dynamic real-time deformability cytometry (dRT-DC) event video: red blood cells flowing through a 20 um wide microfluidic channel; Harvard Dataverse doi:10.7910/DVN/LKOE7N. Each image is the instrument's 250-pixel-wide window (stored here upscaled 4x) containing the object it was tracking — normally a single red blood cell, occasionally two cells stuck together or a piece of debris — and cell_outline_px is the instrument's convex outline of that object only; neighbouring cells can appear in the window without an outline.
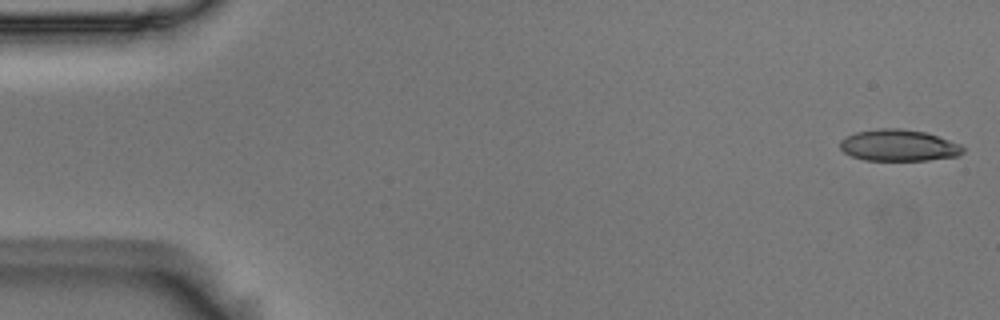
{"species": "Egyptian fruit bat (a non-hibernating species)", "species_latin": "Rousettus aegyptiacus", "temperature_condition": "room temperature", "stored_images_in_passage": 5, "camera_frame_rate_fps": 3000, "um_per_image_px": 0.085, "animal": {"sex": "male"}, "frame": {"image": 1, "passage_image": 1, "time_ms": 0.0, "image_size_px": [1000, 320], "cell_outline_px": [[964, 152], [960, 156], [928, 160], [864, 160], [852, 156], [844, 152], [840, 148], [840, 140], [856, 132], [880, 128], [900, 128], [924, 132], [960, 144], [964, 148]], "centroid_in_image_um": [76.39, 12.36], "position_along_channel_um": 8.6, "area_um2": 22.48}}
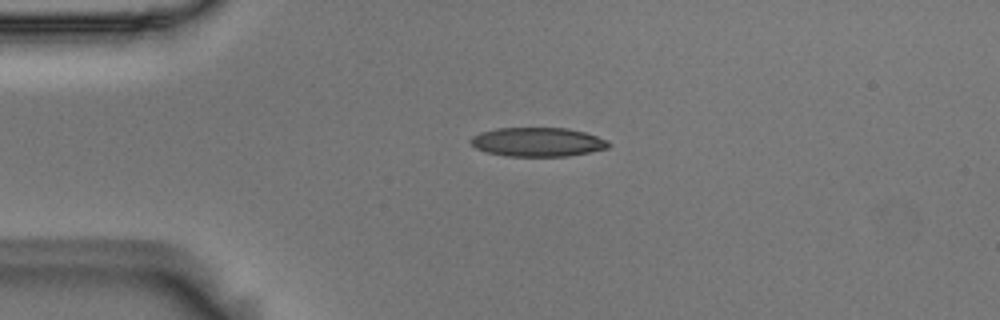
{"frame": {"image": 2, "passage_image": 4, "time_ms": 1.0, "image_size_px": [1000, 320], "cell_outline_px": [[612, 144], [608, 148], [592, 152], [568, 156], [504, 156], [488, 152], [476, 148], [468, 140], [472, 136], [480, 132], [496, 128], [568, 128], [584, 132], [608, 140]], "centroid_in_image_um": [45.71, 12.07], "position_along_channel_um": 39.3, "area_um2": 23.47}}